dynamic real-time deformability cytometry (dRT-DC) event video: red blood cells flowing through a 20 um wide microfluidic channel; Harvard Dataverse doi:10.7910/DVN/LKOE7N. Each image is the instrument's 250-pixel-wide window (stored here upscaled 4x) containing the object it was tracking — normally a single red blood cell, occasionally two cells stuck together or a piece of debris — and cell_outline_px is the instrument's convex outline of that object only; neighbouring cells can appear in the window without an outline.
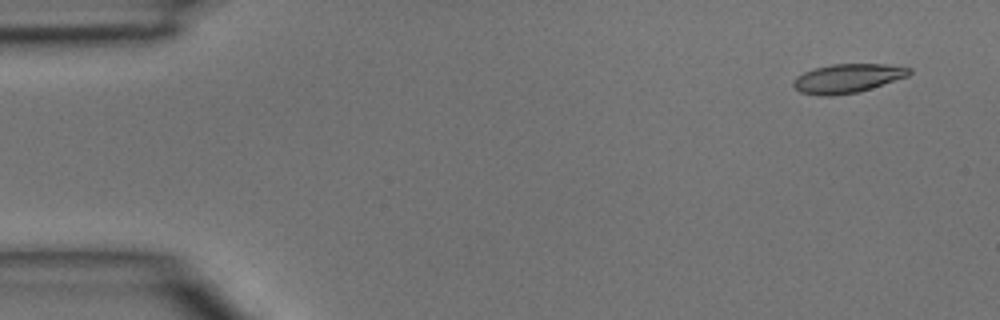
{"species": "common noctule bat (a hibernating species)", "species_latin": "Nyctalus noctula", "temperature_condition": "room temperature", "stored_images_in_passage": 5, "camera_frame_rate_fps": 3000, "um_per_image_px": 0.085, "animal": {"sex": "male", "body_mass_g": 15.6}, "frame": {"image": 1, "passage_image": 1, "time_ms": 0.0, "image_size_px": [1000, 320], "cell_outline_px": [[912, 72], [908, 76], [856, 92], [832, 96], [820, 96], [800, 92], [792, 84], [792, 80], [796, 76], [804, 72], [816, 68], [832, 64], [884, 64], [912, 68]], "centroid_in_image_um": [72.0, 6.66], "position_along_channel_um": 13.0, "area_um2": 19.36}}
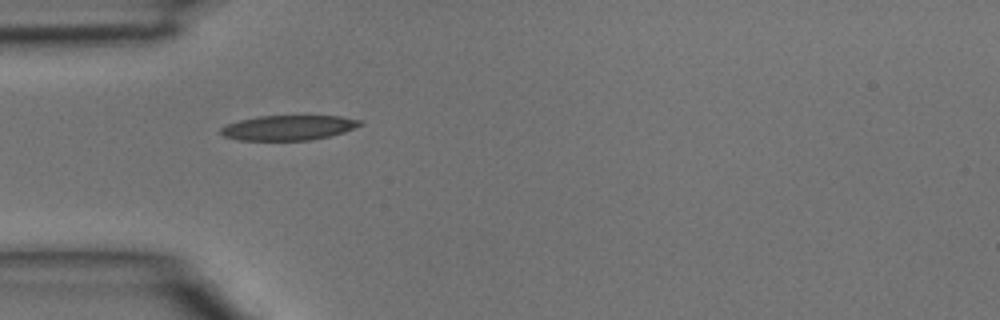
{"frame": {"image": 2, "passage_image": 4, "time_ms": 1.0, "image_size_px": [1000, 320], "cell_outline_px": [[364, 124], [344, 132], [312, 140], [240, 140], [224, 136], [220, 132], [220, 128], [228, 124], [240, 120], [260, 116], [340, 116], [360, 120]], "centroid_in_image_um": [24.53, 10.85], "position_along_channel_um": 60.5, "area_um2": 20.06}}